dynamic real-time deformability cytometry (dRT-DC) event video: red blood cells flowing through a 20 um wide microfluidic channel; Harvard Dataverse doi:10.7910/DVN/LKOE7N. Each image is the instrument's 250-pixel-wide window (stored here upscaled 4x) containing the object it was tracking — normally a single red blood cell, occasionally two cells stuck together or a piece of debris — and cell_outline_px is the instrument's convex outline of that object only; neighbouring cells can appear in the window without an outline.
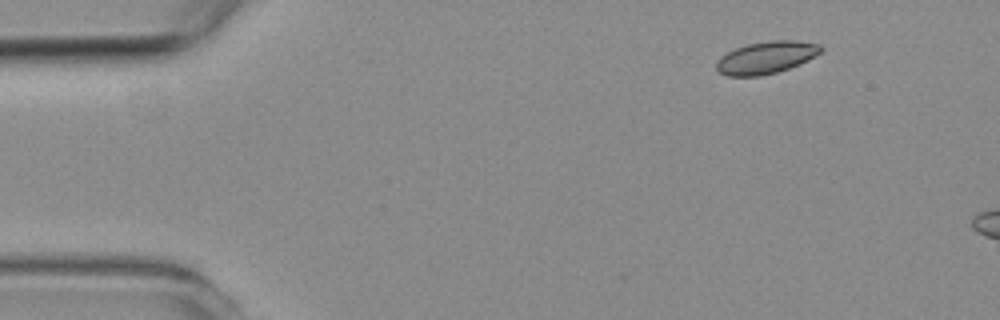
{"species": "common noctule bat (a hibernating species)", "species_latin": "Nyctalus noctula", "temperature_condition": "room temperature", "stored_images_in_passage": 3, "camera_frame_rate_fps": 3000, "um_per_image_px": 0.085, "animal": {"sex": "female", "body_mass_g": 19.3, "forearm_length_mm": 54.1}, "frame": {"image": 1, "passage_image": 1, "time_ms": 0.0, "image_size_px": [1000, 320], "cell_outline_px": [[824, 48], [820, 52], [808, 60], [788, 68], [776, 72], [760, 76], [728, 76], [720, 72], [716, 68], [716, 60], [720, 56], [736, 48], [748, 44], [772, 40], [796, 40], [820, 44]], "centroid_in_image_um": [65.12, 4.88], "position_along_channel_um": 19.9, "area_um2": 19.54}}